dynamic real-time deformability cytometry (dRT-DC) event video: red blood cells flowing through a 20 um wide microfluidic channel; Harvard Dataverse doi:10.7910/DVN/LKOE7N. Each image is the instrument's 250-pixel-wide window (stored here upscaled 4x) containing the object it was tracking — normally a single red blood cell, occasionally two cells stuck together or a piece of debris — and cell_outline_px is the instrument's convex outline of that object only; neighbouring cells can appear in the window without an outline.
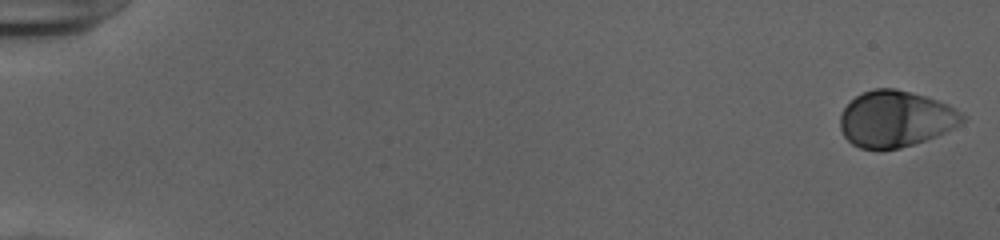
{"species": "human", "species_latin": "Homo sapiens", "temperature_condition": "cold", "stored_images_in_passage": 53, "camera_frame_rate_fps": 3000, "um_per_image_px": 0.085, "donor": {"sex": "female"}, "frame": {"image": 1, "passage_image": 1, "time_ms": 0.0, "image_size_px": [1000, 240], "cell_outline_px": [[968, 116], [960, 124], [936, 136], [900, 148], [860, 148], [852, 144], [844, 136], [840, 128], [840, 112], [856, 96], [864, 92], [876, 88], [892, 88], [924, 96], [948, 104]], "centroid_in_image_um": [76.12, 10.1], "position_along_channel_um": 8.9, "area_um2": 39.59}}
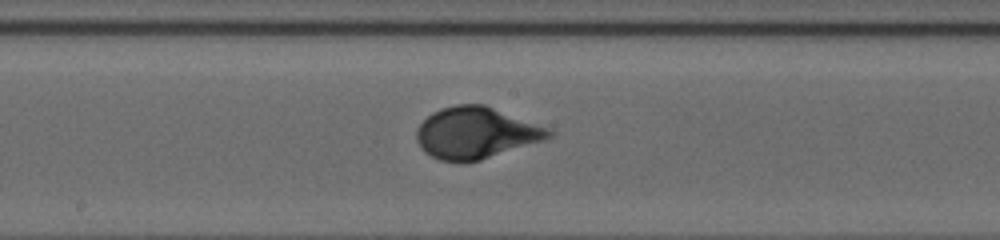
{"frame": {"image": 2, "passage_image": 30, "time_ms": 9.667, "image_size_px": [1000, 240], "cell_outline_px": [[552, 136], [544, 140], [480, 160], [440, 160], [424, 152], [420, 148], [416, 140], [416, 128], [432, 112], [440, 108], [456, 104], [484, 104], [548, 128], [552, 132]], "centroid_in_image_um": [40.42, 11.27], "position_along_channel_um": 207.8, "area_um2": 39.19}}
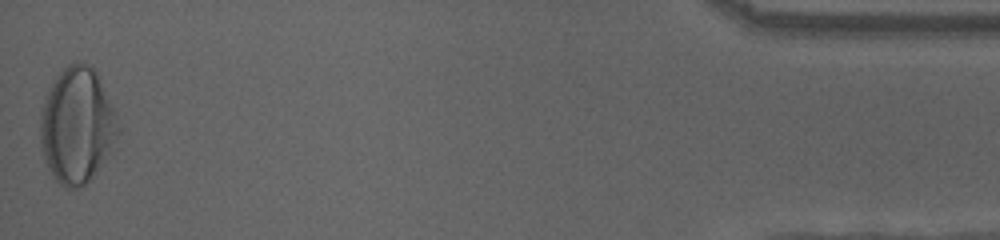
{"frame": {"image": 3, "passage_image": 53, "time_ms": 17.333, "image_size_px": [1000, 240], "cell_outline_px": [[120, 132], [108, 152], [88, 180], [84, 184], [76, 188], [64, 188], [56, 180], [48, 168], [44, 160], [40, 148], [40, 116], [44, 96], [48, 88], [56, 76], [68, 64], [76, 60], [80, 60], [92, 68], [96, 72], [116, 116], [120, 128]], "centroid_in_image_um": [6.49, 10.63], "position_along_channel_um": 428.7, "area_um2": 51.96}}